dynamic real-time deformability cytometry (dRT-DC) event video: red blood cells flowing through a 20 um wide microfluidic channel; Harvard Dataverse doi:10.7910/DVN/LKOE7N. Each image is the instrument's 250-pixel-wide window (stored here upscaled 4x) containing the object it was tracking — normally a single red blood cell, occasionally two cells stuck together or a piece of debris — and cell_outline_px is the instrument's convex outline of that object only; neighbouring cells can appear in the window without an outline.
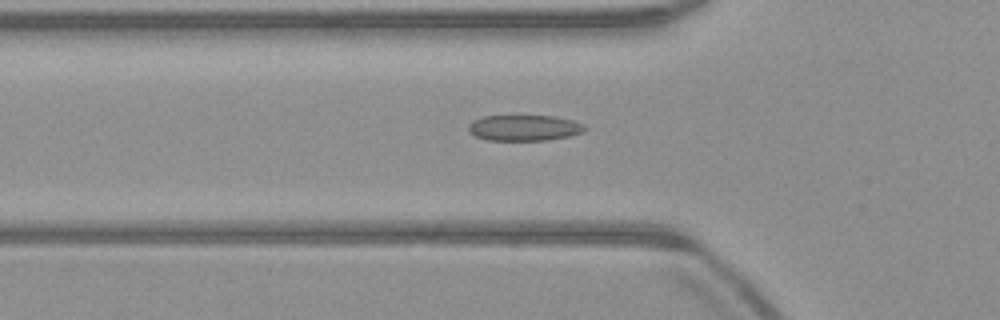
{"species": "common noctule bat (a hibernating species)", "species_latin": "Nyctalus noctula", "temperature_condition": "warm", "stored_images_in_passage": 51, "camera_frame_rate_fps": 3000, "um_per_image_px": 0.085, "animal": {"sex": "male", "body_mass_g": 23.1, "forearm_length_mm": 52.7}, "frame": {"image": 1, "passage_image": 17, "time_ms": 5.333, "image_size_px": [1000, 320], "cell_outline_px": [[588, 128], [584, 132], [568, 136], [548, 140], [488, 140], [476, 136], [468, 132], [468, 124], [472, 120], [484, 116], [556, 116], [572, 120], [584, 124]], "centroid_in_image_um": [44.56, 10.86], "position_along_channel_um": 81.2, "area_um2": 17.63}}
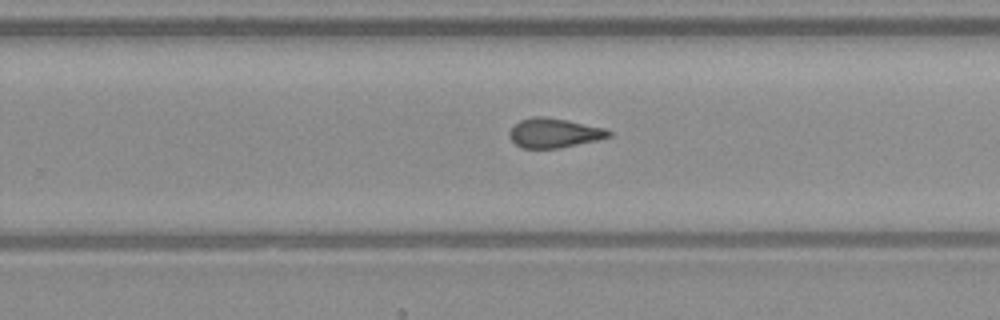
{"frame": {"image": 2, "passage_image": 32, "time_ms": 10.333, "image_size_px": [1000, 320], "cell_outline_px": [[612, 136], [600, 140], [560, 148], [524, 148], [516, 144], [508, 136], [508, 132], [520, 120], [532, 116], [544, 116], [568, 120], [604, 128], [612, 132]], "centroid_in_image_um": [47.12, 11.3], "position_along_channel_um": 282.7, "area_um2": 17.17}}
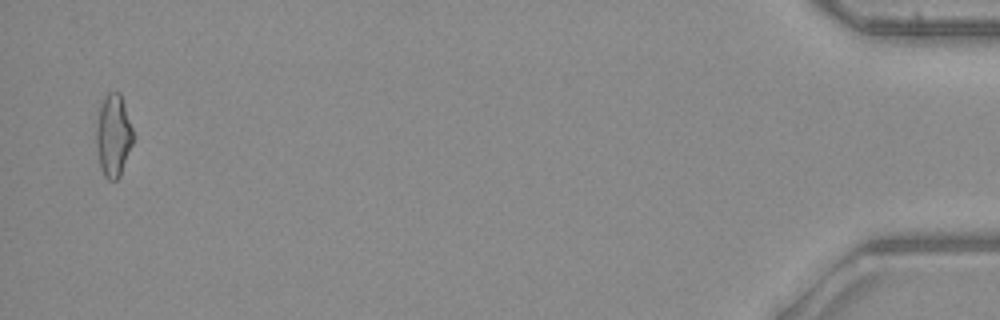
{"frame": {"image": 3, "passage_image": 50, "time_ms": 16.333, "image_size_px": [1000, 320], "cell_outline_px": [[136, 136], [120, 176], [116, 180], [108, 180], [104, 176], [100, 168], [96, 148], [96, 124], [100, 104], [104, 96], [108, 92], [120, 92]], "centroid_in_image_um": [9.65, 11.52], "position_along_channel_um": 425.6, "area_um2": 18.21}, "authors_computed_cell_mechanics": {"area_um2": 17.3978, "velocity_mm_per_s": 4.0119, "shape_relaxation_time_tau1_ms": 6.8928, "shape_relaxation_time_tau2_ms": 2.0536, "deformation_change_tau1": 0.1724, "deformation_change_tau2": 0.0974}}